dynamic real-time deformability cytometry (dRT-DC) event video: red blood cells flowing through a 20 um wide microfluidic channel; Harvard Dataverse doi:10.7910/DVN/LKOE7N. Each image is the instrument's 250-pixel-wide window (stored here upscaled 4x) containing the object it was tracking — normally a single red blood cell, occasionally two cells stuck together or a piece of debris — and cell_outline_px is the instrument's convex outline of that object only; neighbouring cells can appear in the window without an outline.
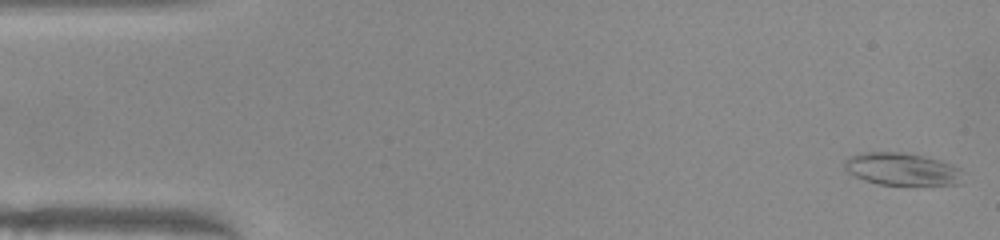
{"species": "common noctule bat (a hibernating species)", "species_latin": "Nyctalus noctula", "temperature_condition": "warm", "stored_images_in_passage": 51, "camera_frame_rate_fps": 3000, "um_per_image_px": 0.085, "animal": {"sex": "female", "body_mass_g": 22.0, "forearm_length_mm": 56.7}, "frame": {"image": 1, "passage_image": 1, "time_ms": 0.0, "image_size_px": [1000, 240], "cell_outline_px": [[964, 172], [960, 184], [880, 184], [864, 180], [848, 172], [844, 168], [844, 160], [848, 156], [864, 152], [904, 152], [924, 156], [940, 160], [952, 164], [960, 168]], "centroid_in_image_um": [76.67, 14.35], "position_along_channel_um": 8.3, "area_um2": 22.43}}
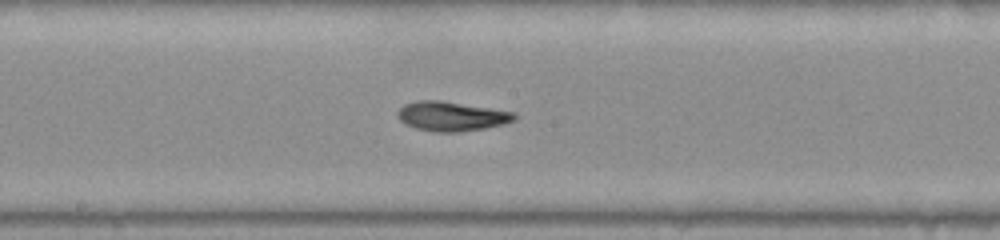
{"frame": {"image": 2, "passage_image": 26, "time_ms": 8.333, "image_size_px": [1000, 240], "cell_outline_px": [[516, 120], [504, 124], [484, 128], [460, 132], [436, 132], [416, 128], [404, 124], [396, 116], [396, 112], [404, 104], [416, 100], [440, 100], [516, 112]], "centroid_in_image_um": [38.36, 9.88], "position_along_channel_um": 209.8, "area_um2": 20.23}}
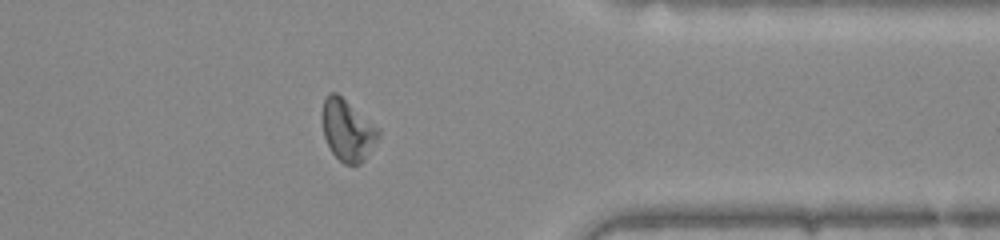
{"frame": {"image": 3, "passage_image": 40, "time_ms": 13.0, "image_size_px": [1000, 240], "cell_outline_px": [[380, 136], [364, 160], [360, 164], [344, 164], [332, 152], [324, 136], [324, 100], [328, 92], [336, 92], [380, 128]], "centroid_in_image_um": [29.58, 11.07], "position_along_channel_um": 381.8, "area_um2": 19.71}, "authors_computed_cell_mechanics": {"area_um2": 20.2878, "velocity_mm_per_s": 3.9881, "shape_relaxation_time_tau1_ms": 5.1954, "shape_relaxation_time_tau2_ms": 3.906, "deformation_change_tau1": 0.1735, "deformation_change_tau2": 0.1218}}